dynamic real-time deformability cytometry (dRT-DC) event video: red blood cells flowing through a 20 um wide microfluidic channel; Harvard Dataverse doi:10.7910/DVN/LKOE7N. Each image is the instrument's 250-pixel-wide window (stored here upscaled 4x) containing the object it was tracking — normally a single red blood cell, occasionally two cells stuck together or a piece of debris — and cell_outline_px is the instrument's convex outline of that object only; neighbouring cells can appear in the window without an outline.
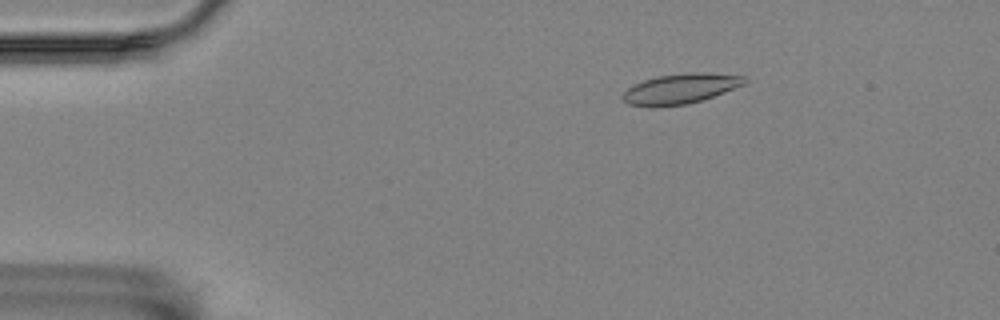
{"species": "Egyptian fruit bat (a non-hibernating species)", "species_latin": "Rousettus aegyptiacus", "temperature_condition": "room temperature", "stored_images_in_passage": 57, "camera_frame_rate_fps": 3000, "um_per_image_px": 0.085, "animal": {"sex": "female"}, "frame": {"image": 1, "passage_image": 10, "time_ms": 3.0, "image_size_px": [1000, 320], "cell_outline_px": [[748, 84], [688, 104], [652, 108], [628, 104], [620, 96], [632, 84], [656, 76], [688, 72], [708, 72], [744, 76], [748, 80]], "centroid_in_image_um": [57.83, 7.54], "position_along_channel_um": 27.2, "area_um2": 21.79}}
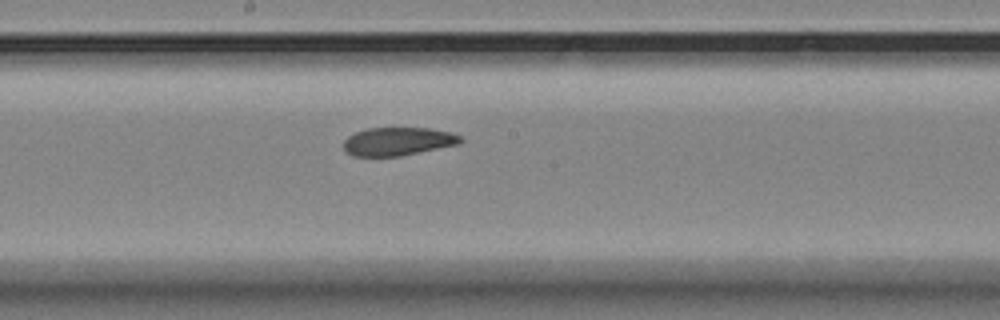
{"frame": {"image": 2, "passage_image": 31, "time_ms": 10.0, "image_size_px": [1000, 320], "cell_outline_px": [[464, 140], [460, 144], [400, 156], [352, 156], [344, 152], [344, 140], [348, 136], [356, 132], [368, 128], [428, 128], [452, 132], [460, 136]], "centroid_in_image_um": [33.83, 12.02], "position_along_channel_um": 214.4, "area_um2": 19.36}}
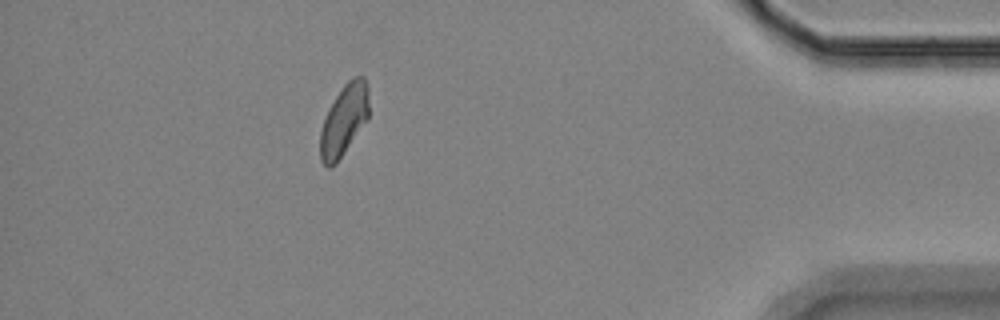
{"frame": {"image": 3, "passage_image": 51, "time_ms": 16.667, "image_size_px": [1000, 320], "cell_outline_px": [[368, 120], [336, 164], [328, 168], [320, 160], [320, 132], [328, 108], [344, 84], [352, 76], [364, 76], [368, 84]], "centroid_in_image_um": [29.25, 10.2], "position_along_channel_um": 406.0, "area_um2": 20.35}, "authors_computed_cell_mechanics": {"area_um2": 20.519, "velocity_mm_per_s": 3.5474, "shape_relaxation_time_tau1_ms": null, "shape_relaxation_time_tau2_ms": 2.7331, "deformation_change_tau1": null, "deformation_change_tau2": 0.0679}}